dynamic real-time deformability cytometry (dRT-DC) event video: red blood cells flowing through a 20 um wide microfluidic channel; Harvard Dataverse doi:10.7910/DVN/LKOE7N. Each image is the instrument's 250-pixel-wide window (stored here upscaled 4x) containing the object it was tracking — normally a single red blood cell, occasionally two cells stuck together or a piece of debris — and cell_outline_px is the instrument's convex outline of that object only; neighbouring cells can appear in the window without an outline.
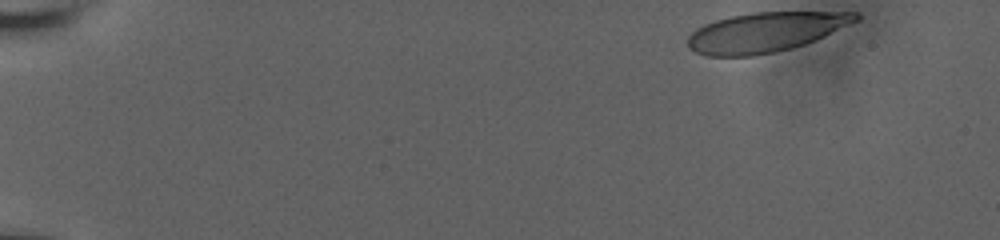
{"species": "human", "species_latin": "Homo sapiens", "temperature_condition": "room temperature", "stored_images_in_passage": 10, "camera_frame_rate_fps": 3000, "um_per_image_px": 0.085, "donor": {"sex": "male"}, "frame": {"image": 1, "passage_image": 1, "time_ms": 0.0, "image_size_px": [1000, 240], "cell_outline_px": [[860, 20], [816, 40], [792, 48], [776, 52], [752, 56], [708, 56], [696, 52], [688, 48], [688, 36], [696, 28], [704, 24], [716, 20], [732, 16], [752, 12], [860, 12]], "centroid_in_image_um": [65.08, 2.73], "position_along_channel_um": 19.9, "area_um2": 38.96}}
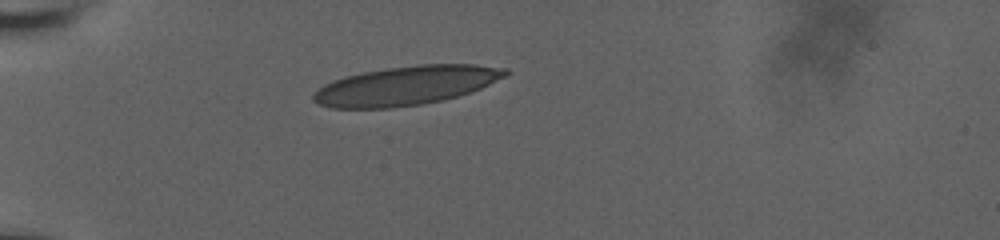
{"frame": {"image": 2, "passage_image": 7, "time_ms": 4.0, "image_size_px": [1000, 240], "cell_outline_px": [[512, 72], [480, 88], [456, 96], [440, 100], [420, 104], [392, 108], [332, 108], [320, 104], [312, 100], [312, 96], [324, 84], [332, 80], [344, 76], [364, 72], [388, 68], [416, 64], [476, 64], [508, 68]], "centroid_in_image_um": [34.51, 7.26], "position_along_channel_um": 50.5, "area_um2": 43.35}}
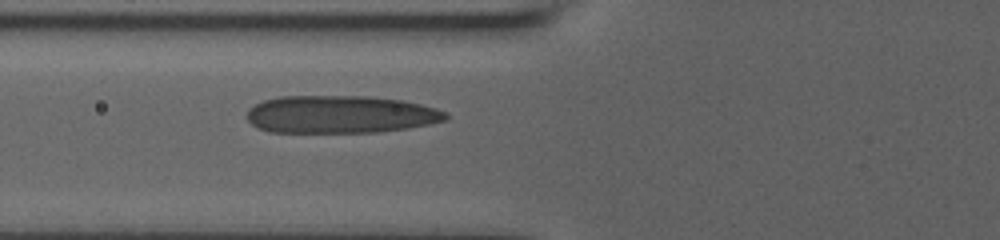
{"frame": {"image": 3, "passage_image": 10, "time_ms": 6.0, "image_size_px": [1000, 240], "cell_outline_px": [[448, 120], [408, 128], [376, 132], [268, 132], [256, 128], [244, 116], [248, 108], [264, 100], [280, 96], [368, 96], [404, 100], [436, 108], [448, 112]], "centroid_in_image_um": [28.92, 9.72], "position_along_channel_um": 96.9, "area_um2": 44.04}}